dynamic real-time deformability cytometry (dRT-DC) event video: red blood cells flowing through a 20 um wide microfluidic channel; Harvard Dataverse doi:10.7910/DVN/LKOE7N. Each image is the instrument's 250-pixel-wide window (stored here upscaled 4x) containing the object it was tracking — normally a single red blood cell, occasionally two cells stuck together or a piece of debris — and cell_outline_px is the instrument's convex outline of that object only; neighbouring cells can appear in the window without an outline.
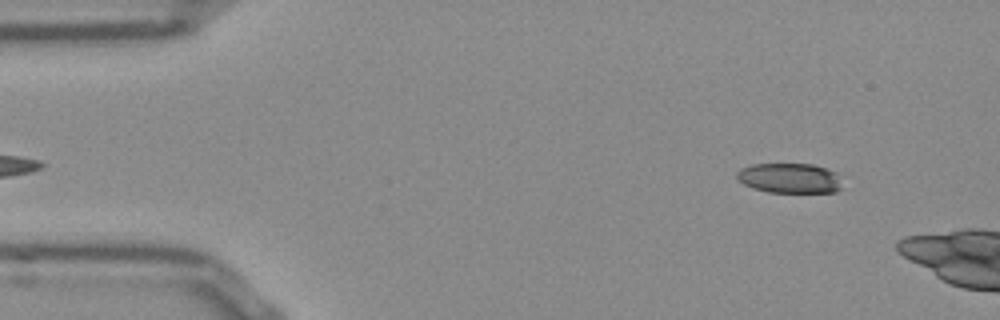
{"species": "Egyptian fruit bat (a non-hibernating species)", "species_latin": "Rousettus aegyptiacus", "temperature_condition": "room temperature", "stored_images_in_passage": 45, "camera_frame_rate_fps": 3000, "um_per_image_px": 0.085, "frame": {"image": 1, "passage_image": 3, "time_ms": 0.667, "image_size_px": [1000, 320], "cell_outline_px": [[840, 188], [836, 192], [768, 192], [752, 188], [736, 180], [736, 172], [740, 168], [752, 164], [812, 164], [836, 172]], "centroid_in_image_um": [67.03, 15.14], "position_along_channel_um": 18.0, "area_um2": 18.32}}
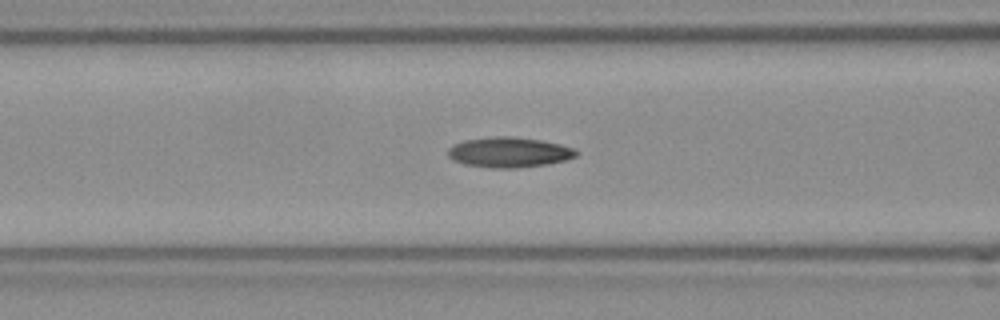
{"frame": {"image": 2, "passage_image": 18, "time_ms": 5.667, "image_size_px": [1000, 320], "cell_outline_px": [[580, 152], [576, 156], [564, 160], [548, 164], [516, 168], [488, 168], [464, 164], [452, 160], [448, 156], [448, 148], [452, 144], [464, 140], [492, 136], [512, 136], [540, 140], [560, 144], [576, 148]], "centroid_in_image_um": [43.26, 12.94], "position_along_channel_um": 123.3, "area_um2": 22.89}}
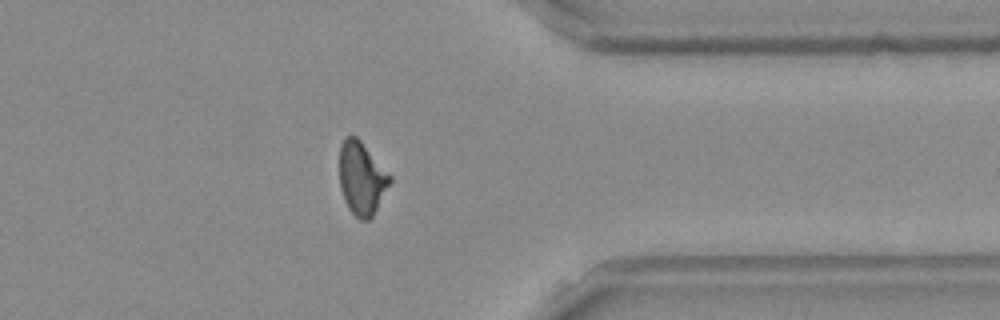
{"frame": {"image": 3, "passage_image": 39, "time_ms": 12.667, "image_size_px": [1000, 320], "cell_outline_px": [[392, 180], [372, 216], [368, 220], [360, 220], [348, 208], [344, 200], [340, 188], [340, 144], [348, 136], [356, 136], [360, 140], [392, 176]], "centroid_in_image_um": [30.74, 15.16], "position_along_channel_um": 380.7, "area_um2": 21.21}, "authors_computed_cell_mechanics": {"area_um2": 21.2126, "velocity_mm_per_s": 3.8474, "shape_relaxation_time_tau1_ms": null, "shape_relaxation_time_tau2_ms": 4.6544, "deformation_change_tau1": null, "deformation_change_tau2": 0.12}}